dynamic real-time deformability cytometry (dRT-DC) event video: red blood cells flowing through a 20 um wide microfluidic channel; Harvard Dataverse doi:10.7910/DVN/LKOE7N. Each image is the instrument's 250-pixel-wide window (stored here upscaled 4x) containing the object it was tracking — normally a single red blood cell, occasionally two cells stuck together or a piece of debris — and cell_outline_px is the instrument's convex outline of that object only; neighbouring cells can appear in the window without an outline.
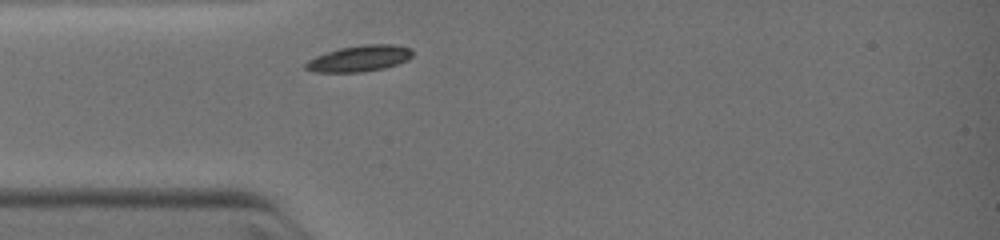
{"species": "common noctule bat (a hibernating species)", "species_latin": "Nyctalus noctula", "temperature_condition": "warm", "stored_images_in_passage": 1, "camera_frame_rate_fps": 3000, "um_per_image_px": 0.085, "animal": {"sex": "female", "body_mass_g": 19.0, "forearm_length_mm": 51.5}, "frame": {"image": 1, "passage_image": 1, "time_ms": 0.0, "image_size_px": [1000, 240], "cell_outline_px": [[412, 56], [408, 60], [384, 68], [364, 72], [312, 72], [304, 68], [304, 64], [308, 60], [316, 56], [340, 48], [364, 44], [396, 44], [412, 48]], "centroid_in_image_um": [30.56, 4.97], "position_along_channel_um": 54.4, "area_um2": 16.36}}